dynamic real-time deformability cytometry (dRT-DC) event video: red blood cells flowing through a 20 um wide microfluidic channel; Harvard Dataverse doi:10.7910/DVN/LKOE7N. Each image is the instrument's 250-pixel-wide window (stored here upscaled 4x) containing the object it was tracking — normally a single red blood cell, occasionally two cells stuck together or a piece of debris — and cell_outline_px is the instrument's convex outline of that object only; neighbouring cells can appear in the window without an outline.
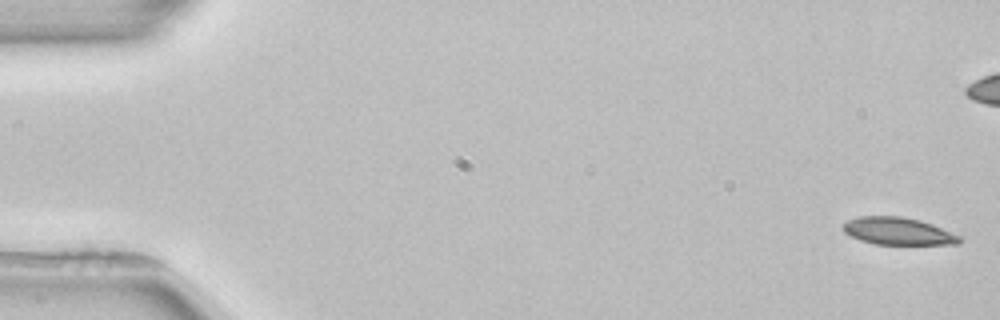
{"species": "common noctule bat (a hibernating species)", "species_latin": "Nyctalus noctula", "temperature_condition": "room temperature", "stored_images_in_passage": 6, "camera_frame_rate_fps": 3000, "um_per_image_px": 0.085, "animal": {"sex": "female", "body_mass_g": 22.7, "forearm_length_mm": 54.2}, "frame": {"image": 1, "passage_image": 1, "time_ms": 0.0, "image_size_px": [1000, 320], "cell_outline_px": [[964, 240], [960, 244], [876, 244], [860, 240], [844, 232], [844, 224], [848, 220], [860, 216], [900, 216], [920, 220], [932, 224], [960, 236]], "centroid_in_image_um": [76.37, 19.65], "position_along_channel_um": 8.6, "area_um2": 18.44}}